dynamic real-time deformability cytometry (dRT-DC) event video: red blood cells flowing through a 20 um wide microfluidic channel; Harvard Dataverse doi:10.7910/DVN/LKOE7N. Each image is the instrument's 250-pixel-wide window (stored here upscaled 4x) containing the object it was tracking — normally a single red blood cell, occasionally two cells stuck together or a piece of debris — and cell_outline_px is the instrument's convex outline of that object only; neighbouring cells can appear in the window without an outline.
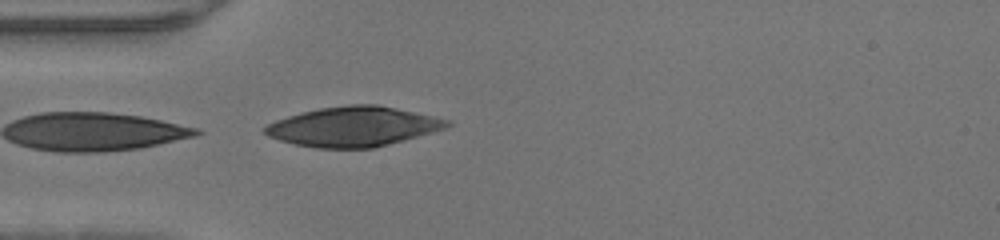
{"species": "human", "species_latin": "Homo sapiens", "temperature_condition": "warm", "stored_images_in_passage": 2, "camera_frame_rate_fps": 3000, "um_per_image_px": 0.085, "donor": {"sex": "male"}, "frame": {"image": 1, "passage_image": 2, "time_ms": 0.333, "image_size_px": [1000, 240], "cell_outline_px": [[452, 124], [448, 128], [372, 148], [316, 148], [296, 144], [280, 140], [268, 136], [264, 132], [264, 128], [268, 124], [276, 120], [300, 112], [320, 108], [348, 104], [376, 104], [432, 116], [448, 120]], "centroid_in_image_um": [30.02, 10.75], "position_along_channel_um": 55.0, "area_um2": 41.79}}